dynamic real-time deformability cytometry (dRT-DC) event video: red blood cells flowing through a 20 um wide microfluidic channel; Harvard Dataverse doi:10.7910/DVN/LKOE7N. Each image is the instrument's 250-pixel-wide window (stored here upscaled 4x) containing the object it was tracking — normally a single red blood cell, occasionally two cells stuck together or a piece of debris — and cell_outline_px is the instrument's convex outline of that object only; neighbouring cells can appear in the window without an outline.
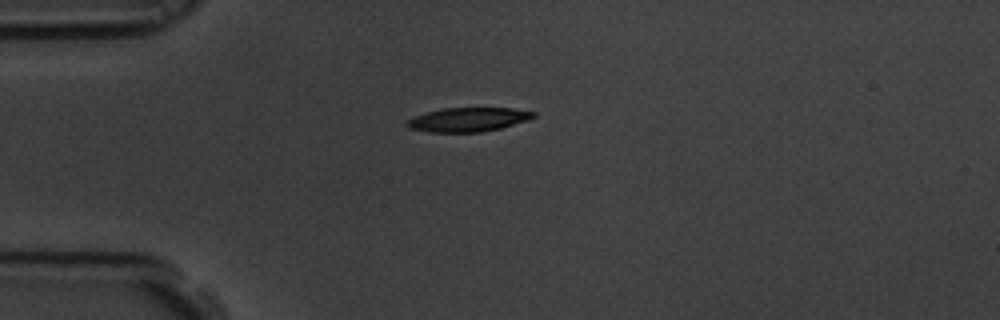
{"species": "common noctule bat (a hibernating species)", "species_latin": "Nyctalus noctula", "temperature_condition": "room temperature", "stored_images_in_passage": 44, "camera_frame_rate_fps": 3000, "um_per_image_px": 0.085, "animal": {"sex": "male", "body_mass_g": 19.5, "forearm_length_mm": 54.6}, "frame": {"image": 1, "passage_image": 1, "time_ms": 0.0, "image_size_px": [1000, 320], "cell_outline_px": [[536, 116], [528, 120], [500, 128], [480, 132], [428, 132], [408, 128], [404, 124], [408, 120], [416, 116], [428, 112], [444, 108], [512, 108], [536, 112]], "centroid_in_image_um": [39.8, 10.16], "position_along_channel_um": 45.2, "area_um2": 17.63}}
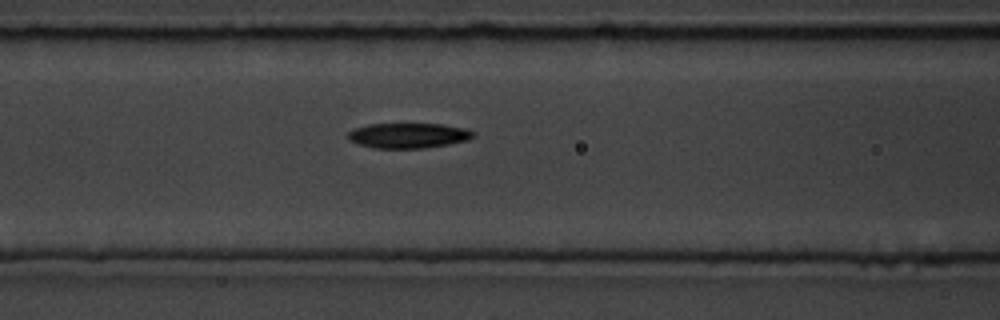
{"frame": {"image": 2, "passage_image": 10, "time_ms": 3.0, "image_size_px": [1000, 320], "cell_outline_px": [[476, 136], [468, 140], [448, 144], [424, 148], [372, 148], [348, 140], [348, 132], [356, 128], [368, 124], [444, 124], [464, 128], [476, 132]], "centroid_in_image_um": [34.74, 11.52], "position_along_channel_um": 131.9, "area_um2": 18.38}}
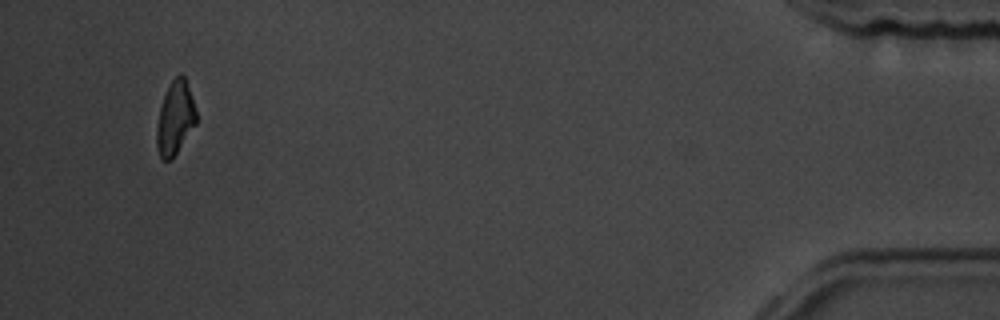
{"frame": {"image": 3, "passage_image": 41, "time_ms": 13.333, "image_size_px": [1000, 320], "cell_outline_px": [[196, 124], [172, 160], [164, 160], [160, 156], [156, 148], [156, 128], [160, 108], [164, 96], [172, 80], [180, 72], [184, 76], [192, 96], [196, 112]], "centroid_in_image_um": [14.88, 10.06], "position_along_channel_um": 420.3, "area_um2": 16.88}, "authors_computed_cell_mechanics": {"area_um2": 18.4093, "velocity_mm_per_s": 3.5471, "shape_relaxation_time_tau1_ms": 3.8797, "shape_relaxation_time_tau2_ms": 9.5456, "deformation_change_tau1": 0.134, "deformation_change_tau2": 0.171}}